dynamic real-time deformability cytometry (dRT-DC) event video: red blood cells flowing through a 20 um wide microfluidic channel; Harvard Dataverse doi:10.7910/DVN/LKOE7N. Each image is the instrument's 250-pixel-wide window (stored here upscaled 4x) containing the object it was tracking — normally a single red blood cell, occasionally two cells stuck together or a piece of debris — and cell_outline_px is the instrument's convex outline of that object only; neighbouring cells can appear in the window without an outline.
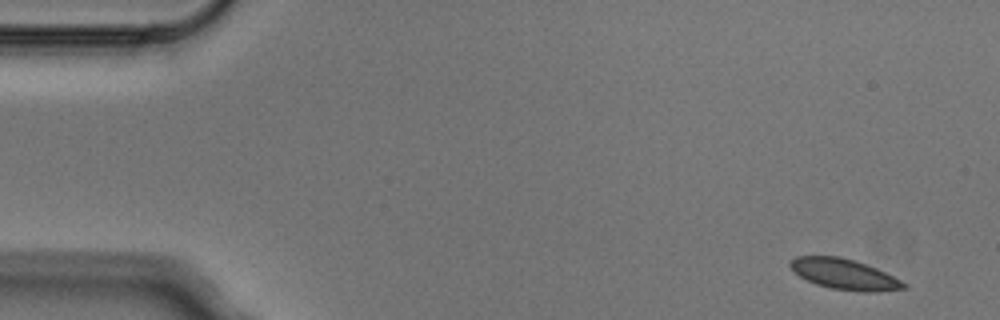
{"species": "Egyptian fruit bat (a non-hibernating species)", "species_latin": "Rousettus aegyptiacus", "temperature_condition": "cold", "stored_images_in_passage": 5, "segment_of_instrument_passage": [1, 2], "camera_frame_rate_fps": 3000, "um_per_image_px": 0.085, "animal": {"sex": "male"}, "frame": {"image": 1, "passage_image": 1, "time_ms": 0.0, "image_size_px": [1000, 320], "cell_outline_px": [[908, 288], [876, 292], [864, 292], [832, 288], [816, 284], [800, 276], [788, 264], [796, 256], [840, 256], [856, 260], [876, 268], [908, 284]], "centroid_in_image_um": [71.8, 23.3], "position_along_channel_um": 13.2, "area_um2": 20.06}}